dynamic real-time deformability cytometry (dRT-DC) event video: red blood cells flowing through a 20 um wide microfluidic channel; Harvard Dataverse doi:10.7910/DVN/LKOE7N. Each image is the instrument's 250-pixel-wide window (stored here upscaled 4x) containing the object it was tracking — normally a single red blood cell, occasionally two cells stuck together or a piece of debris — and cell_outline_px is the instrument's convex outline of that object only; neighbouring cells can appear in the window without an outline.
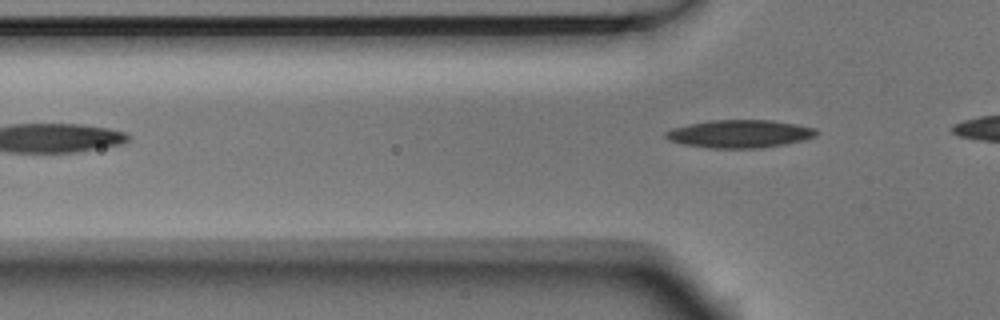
{"species": "Egyptian fruit bat (a non-hibernating species)", "species_latin": "Rousettus aegyptiacus", "temperature_condition": "room temperature", "stored_images_in_passage": 3, "segment_of_instrument_passage": [2, 2], "camera_frame_rate_fps": 3000, "um_per_image_px": 0.085, "animal": {"sex": "male"}, "frame": {"image": 1, "passage_image": 3, "time_ms": 0.667, "image_size_px": [1000, 320], "cell_outline_px": [[816, 136], [784, 144], [760, 148], [708, 148], [680, 144], [668, 140], [664, 136], [664, 132], [672, 128], [688, 124], [712, 120], [772, 120], [796, 124], [816, 128]], "centroid_in_image_um": [62.81, 11.37], "position_along_channel_um": 63.0, "area_um2": 24.51}}